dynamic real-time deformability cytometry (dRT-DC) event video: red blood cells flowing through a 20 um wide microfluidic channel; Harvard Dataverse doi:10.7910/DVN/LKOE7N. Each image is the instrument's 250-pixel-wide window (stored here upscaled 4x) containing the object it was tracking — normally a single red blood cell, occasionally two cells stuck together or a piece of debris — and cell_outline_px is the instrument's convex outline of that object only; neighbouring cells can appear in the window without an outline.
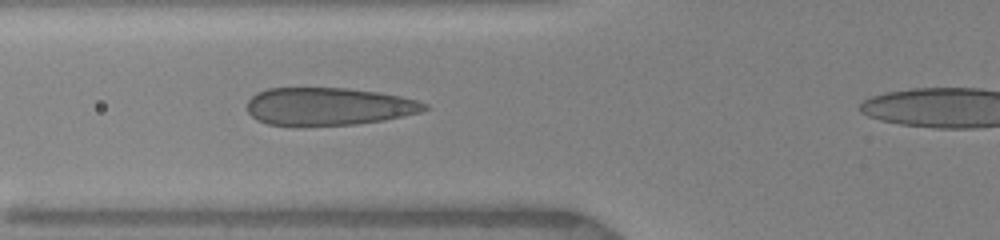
{"species": "human", "species_latin": "Homo sapiens", "temperature_condition": "warm", "stored_images_in_passage": 27, "camera_frame_rate_fps": 3000, "um_per_image_px": 0.085, "donor": {"sex": "female"}, "frame": {"image": 1, "passage_image": 5, "time_ms": 2.667, "image_size_px": [1000, 240], "cell_outline_px": [[428, 108], [420, 112], [384, 120], [356, 124], [296, 128], [268, 124], [256, 120], [248, 112], [248, 100], [256, 92], [268, 88], [348, 88], [380, 92], [400, 96], [416, 100], [428, 104]], "centroid_in_image_um": [27.87, 9.07], "position_along_channel_um": 97.9, "area_um2": 39.82}}
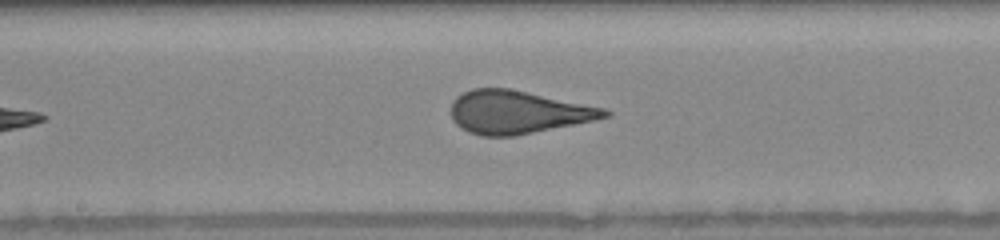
{"frame": {"image": 2, "passage_image": 15, "time_ms": 5.333, "image_size_px": [1000, 240], "cell_outline_px": [[612, 116], [512, 136], [484, 136], [468, 132], [456, 124], [452, 120], [452, 100], [456, 96], [472, 88], [508, 88], [604, 108], [612, 112]], "centroid_in_image_um": [43.96, 9.52], "position_along_channel_um": 204.2, "area_um2": 37.97}}
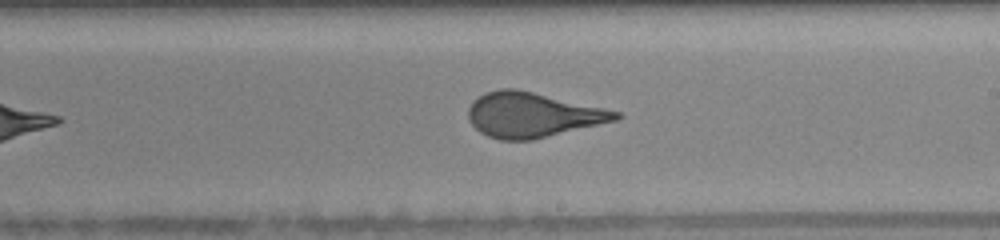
{"frame": {"image": 3, "passage_image": 19, "time_ms": 6.333, "image_size_px": [1000, 240], "cell_outline_px": [[624, 116], [616, 120], [532, 140], [500, 140], [488, 136], [480, 132], [472, 124], [468, 116], [468, 108], [472, 100], [484, 92], [500, 88], [516, 88], [604, 108], [620, 112]], "centroid_in_image_um": [45.22, 9.75], "position_along_channel_um": 243.8, "area_um2": 38.44}}